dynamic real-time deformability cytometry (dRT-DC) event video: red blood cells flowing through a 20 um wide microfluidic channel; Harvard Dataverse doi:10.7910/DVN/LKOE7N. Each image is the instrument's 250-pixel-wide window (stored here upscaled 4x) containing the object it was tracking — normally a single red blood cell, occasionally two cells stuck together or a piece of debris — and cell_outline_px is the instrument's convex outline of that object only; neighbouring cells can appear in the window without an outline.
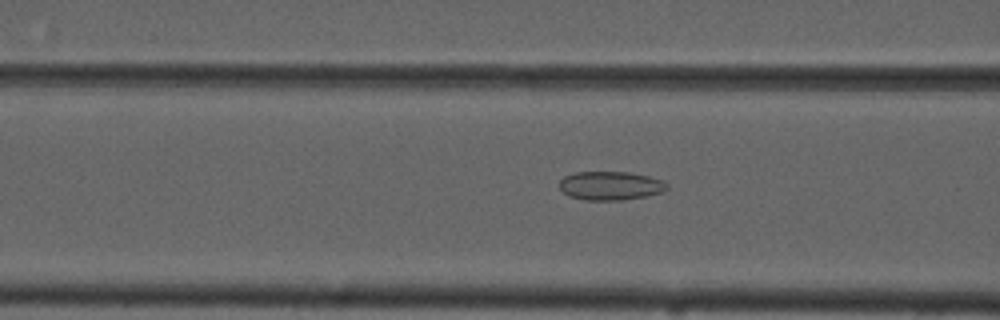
{"species": "common noctule bat (a hibernating species)", "species_latin": "Nyctalus noctula", "temperature_condition": "cold", "stored_images_in_passage": 51, "camera_frame_rate_fps": 3000, "um_per_image_px": 0.085, "animal": {"sex": "male", "forearm_length_mm": 52.5}, "frame": {"image": 1, "passage_image": 18, "time_ms": 5.667, "image_size_px": [1000, 320], "cell_outline_px": [[668, 188], [664, 192], [648, 196], [620, 200], [588, 200], [568, 196], [560, 188], [560, 180], [564, 176], [576, 172], [628, 172], [648, 176], [660, 180], [668, 184]], "centroid_in_image_um": [51.9, 15.79], "position_along_channel_um": 114.7, "area_um2": 17.98}}
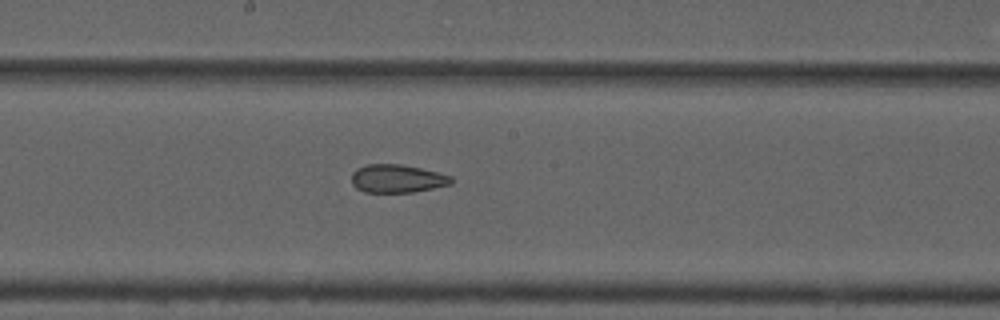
{"frame": {"image": 2, "passage_image": 26, "time_ms": 8.333, "image_size_px": [1000, 320], "cell_outline_px": [[456, 180], [452, 184], [412, 192], [364, 192], [356, 188], [352, 184], [352, 172], [356, 168], [364, 164], [400, 164], [420, 168], [452, 176]], "centroid_in_image_um": [33.75, 15.17], "position_along_channel_um": 214.4, "area_um2": 16.47}}
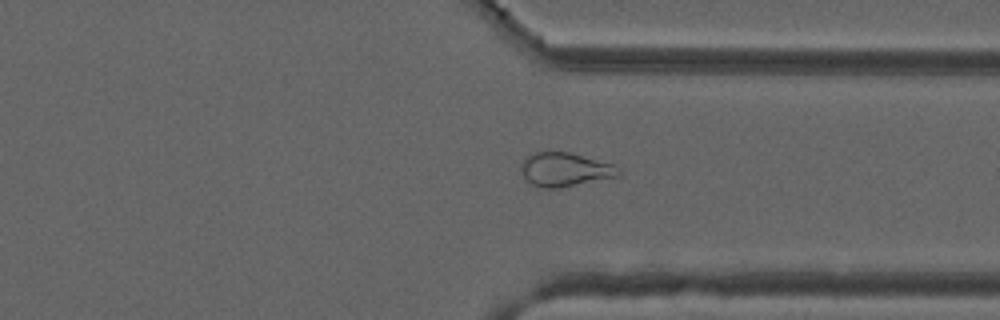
{"frame": {"image": 3, "passage_image": 38, "time_ms": 12.333, "image_size_px": [1000, 320], "cell_outline_px": [[620, 176], [556, 188], [540, 188], [532, 184], [524, 176], [520, 168], [520, 164], [528, 156], [536, 152], [568, 152], [616, 164], [620, 168]], "centroid_in_image_um": [48.05, 14.41], "position_along_channel_um": 363.3, "area_um2": 19.13}, "authors_computed_cell_mechanics": {"area_um2": 21.2704, "velocity_mm_per_s": 3.7307, "shape_relaxation_time_tau1_ms": null, "shape_relaxation_time_tau2_ms": 2.2667, "deformation_change_tau1": null, "deformation_change_tau2": 0.0823}}